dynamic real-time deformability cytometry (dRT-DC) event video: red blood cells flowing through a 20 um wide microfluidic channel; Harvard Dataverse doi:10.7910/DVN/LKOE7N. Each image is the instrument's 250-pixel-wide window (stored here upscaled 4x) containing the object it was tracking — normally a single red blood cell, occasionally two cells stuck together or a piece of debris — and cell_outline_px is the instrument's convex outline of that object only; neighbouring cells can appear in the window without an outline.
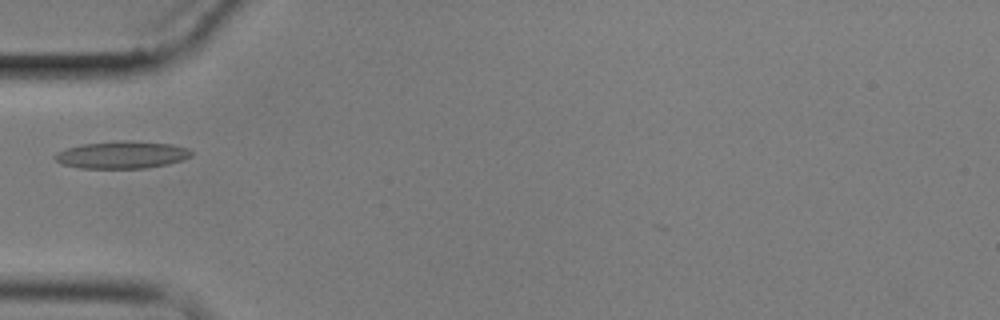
{"species": "common noctule bat (a hibernating species)", "species_latin": "Nyctalus noctula", "temperature_condition": "cold", "stored_images_in_passage": 10, "camera_frame_rate_fps": 3000, "um_per_image_px": 0.085, "animal": {"sex": "male", "body_mass_g": 17.9}, "frame": {"image": 1, "passage_image": 5, "time_ms": 5.0, "image_size_px": [1000, 320], "cell_outline_px": [[192, 156], [168, 164], [144, 168], [80, 168], [60, 164], [52, 156], [56, 152], [68, 148], [84, 144], [116, 140], [128, 140], [172, 144], [188, 148], [192, 152]], "centroid_in_image_um": [10.34, 13.15], "position_along_channel_um": 74.7, "area_um2": 21.79}}
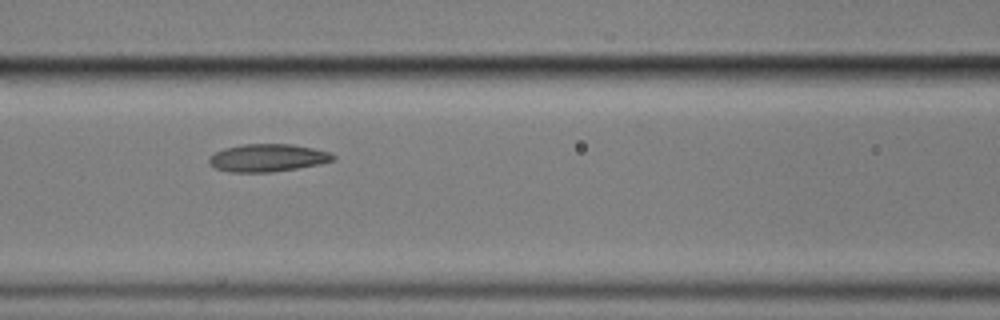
{"frame": {"image": 2, "passage_image": 7, "time_ms": 7.0, "image_size_px": [1000, 320], "cell_outline_px": [[336, 160], [320, 164], [272, 172], [228, 172], [216, 168], [208, 164], [208, 156], [224, 148], [244, 144], [292, 144], [312, 148], [328, 152], [336, 156]], "centroid_in_image_um": [22.73, 13.42], "position_along_channel_um": 143.9, "area_um2": 20.06}}
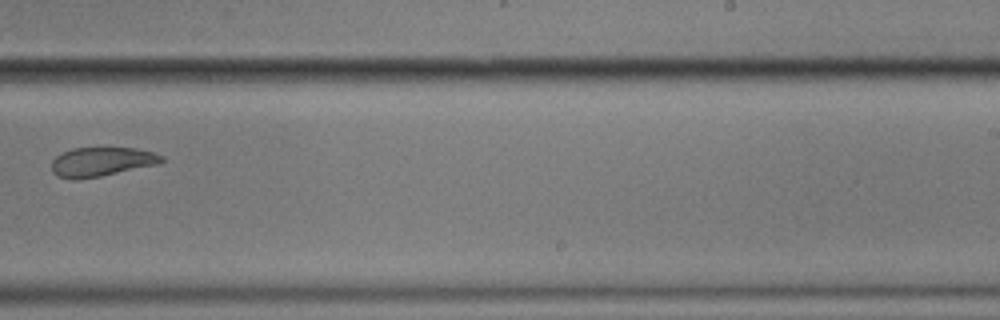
{"frame": {"image": 3, "passage_image": 10, "time_ms": 11.0, "image_size_px": [1000, 320], "cell_outline_px": [[164, 160], [160, 164], [100, 176], [76, 180], [72, 180], [56, 176], [52, 172], [52, 160], [56, 156], [72, 148], [136, 148], [152, 152], [164, 156]], "centroid_in_image_um": [8.63, 13.76], "position_along_channel_um": 280.4, "area_um2": 18.79}}